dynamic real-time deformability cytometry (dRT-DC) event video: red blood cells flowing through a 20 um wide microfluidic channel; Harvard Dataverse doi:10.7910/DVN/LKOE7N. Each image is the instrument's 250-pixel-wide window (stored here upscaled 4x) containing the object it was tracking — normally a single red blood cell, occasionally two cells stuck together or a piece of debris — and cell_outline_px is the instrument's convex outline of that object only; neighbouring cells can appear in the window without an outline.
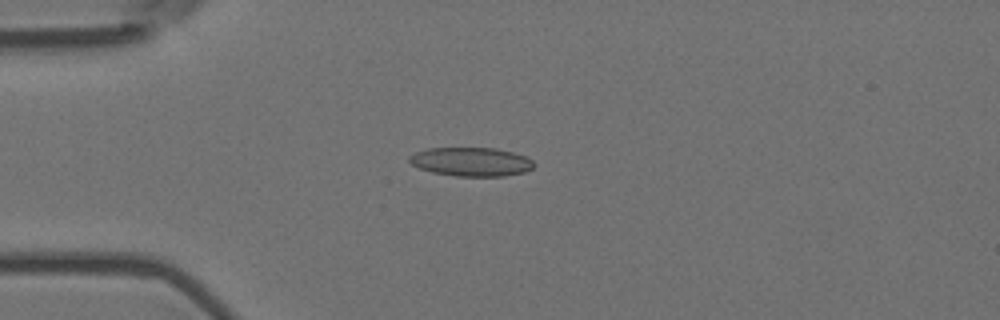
{"species": "Egyptian fruit bat (a non-hibernating species)", "species_latin": "Rousettus aegyptiacus", "temperature_condition": "room temperature", "stored_images_in_passage": 9, "camera_frame_rate_fps": 3000, "um_per_image_px": 0.085, "animal": {"sex": "female"}, "frame": {"image": 1, "passage_image": 4, "time_ms": 1.0, "image_size_px": [1000, 320], "cell_outline_px": [[532, 168], [524, 172], [504, 176], [456, 176], [432, 172], [420, 168], [412, 164], [408, 160], [408, 156], [416, 152], [428, 148], [496, 148], [512, 152], [524, 156], [532, 160]], "centroid_in_image_um": [40.02, 13.75], "position_along_channel_um": 45.0, "area_um2": 20.75}}
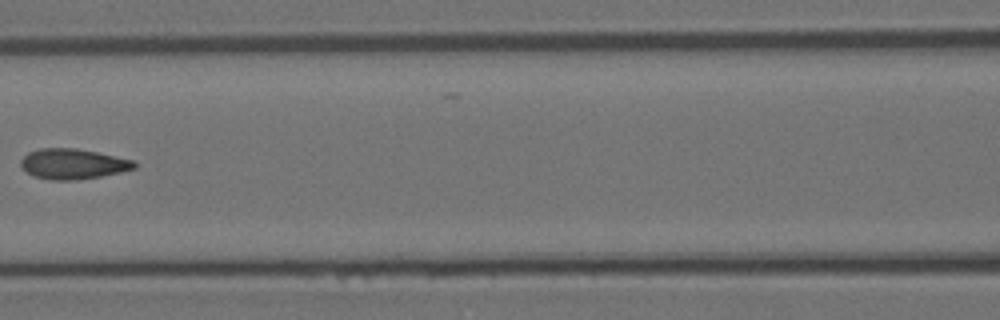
{"frame": {"image": 2, "passage_image": 7, "time_ms": 2.0, "image_size_px": [1000, 320], "cell_outline_px": [[136, 168], [120, 172], [100, 176], [72, 180], [52, 180], [32, 176], [20, 164], [20, 160], [28, 152], [40, 148], [76, 148], [96, 152], [132, 160], [136, 164]], "centroid_in_image_um": [6.16, 13.93], "position_along_channel_um": 160.4, "area_um2": 19.83}}
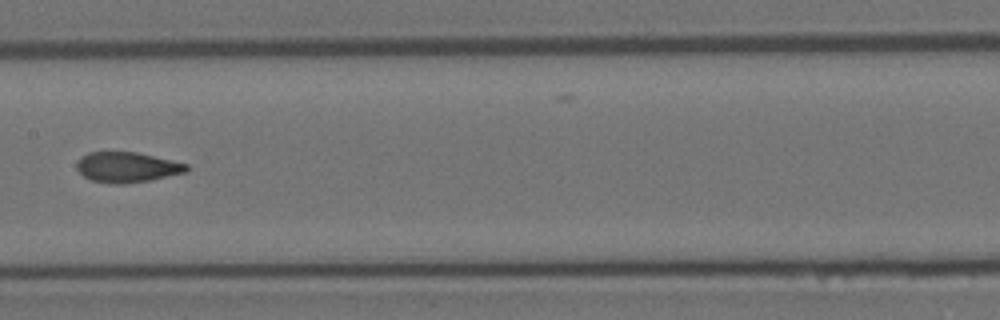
{"frame": {"image": 3, "passage_image": 8, "time_ms": 2.333, "image_size_px": [1000, 320], "cell_outline_px": [[188, 172], [148, 180], [124, 184], [116, 184], [92, 180], [84, 176], [76, 168], [76, 164], [80, 156], [88, 152], [136, 152], [188, 164]], "centroid_in_image_um": [10.78, 14.21], "position_along_channel_um": 196.6, "area_um2": 19.25}}